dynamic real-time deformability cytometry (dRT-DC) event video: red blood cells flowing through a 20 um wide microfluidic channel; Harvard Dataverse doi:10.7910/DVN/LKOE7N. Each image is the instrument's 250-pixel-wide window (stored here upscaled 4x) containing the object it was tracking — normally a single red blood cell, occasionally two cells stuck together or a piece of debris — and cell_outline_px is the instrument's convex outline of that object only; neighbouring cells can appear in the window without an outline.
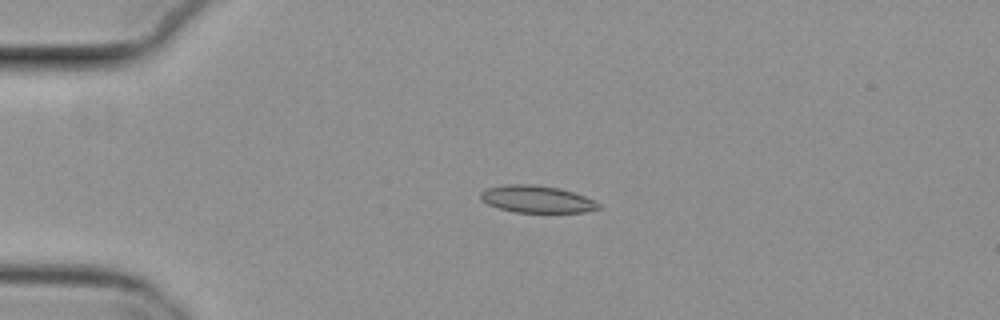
{"species": "common noctule bat (a hibernating species)", "species_latin": "Nyctalus noctula", "temperature_condition": "cold", "stored_images_in_passage": 54, "camera_frame_rate_fps": 3000, "um_per_image_px": 0.085, "animal": {"sex": "female", "body_mass_g": 29.2, "forearm_length_mm": 56.3}, "frame": {"image": 1, "passage_image": 13, "time_ms": 4.0, "image_size_px": [1000, 320], "cell_outline_px": [[600, 208], [584, 212], [512, 212], [488, 204], [480, 200], [480, 192], [488, 188], [508, 184], [536, 184], [560, 188], [584, 196], [600, 204]], "centroid_in_image_um": [45.6, 16.92], "position_along_channel_um": 39.4, "area_um2": 18.55}}
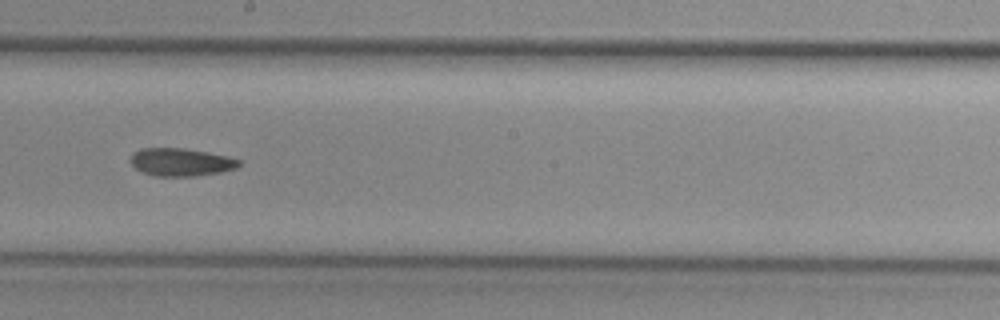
{"frame": {"image": 2, "passage_image": 31, "time_ms": 10.0, "image_size_px": [1000, 320], "cell_outline_px": [[244, 164], [236, 168], [220, 172], [196, 176], [156, 176], [144, 172], [136, 168], [132, 164], [132, 152], [140, 148], [184, 148], [208, 152], [228, 156], [240, 160]], "centroid_in_image_um": [15.43, 13.77], "position_along_channel_um": 232.8, "area_um2": 17.63}}
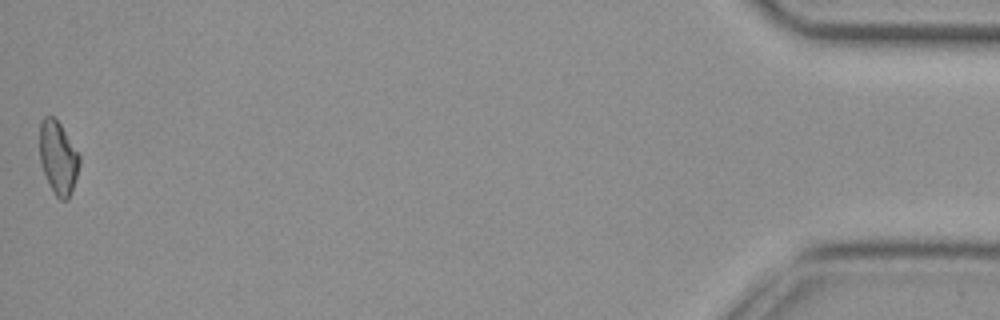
{"frame": {"image": 3, "passage_image": 54, "time_ms": 17.667, "image_size_px": [1000, 320], "cell_outline_px": [[80, 164], [72, 192], [68, 200], [60, 200], [56, 196], [40, 164], [40, 120], [44, 116], [52, 116], [60, 124], [80, 156]], "centroid_in_image_um": [4.95, 13.41], "position_along_channel_um": 430.3, "area_um2": 16.76}, "authors_computed_cell_mechanics": {"area_um2": 17.9758, "velocity_mm_per_s": 3.8358, "shape_relaxation_time_tau1_ms": null, "shape_relaxation_time_tau2_ms": 8.2046, "deformation_change_tau1": null, "deformation_change_tau2": 0.1642}}